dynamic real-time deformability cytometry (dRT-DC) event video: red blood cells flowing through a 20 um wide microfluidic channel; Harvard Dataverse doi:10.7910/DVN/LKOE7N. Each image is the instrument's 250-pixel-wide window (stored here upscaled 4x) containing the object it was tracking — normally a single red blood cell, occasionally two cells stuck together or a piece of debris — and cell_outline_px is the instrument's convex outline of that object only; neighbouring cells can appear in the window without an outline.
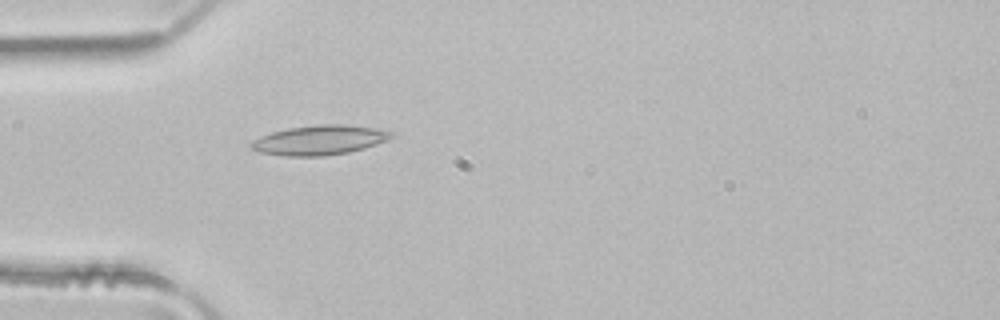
{"species": "common noctule bat (a hibernating species)", "species_latin": "Nyctalus noctula", "temperature_condition": "room temperature", "stored_images_in_passage": 1, "camera_frame_rate_fps": 3000, "um_per_image_px": 0.085, "animal": {"sex": "male", "body_mass_g": 21.5, "forearm_length_mm": 52.0}, "frame": {"image": 1, "passage_image": 1, "time_ms": 0.0, "image_size_px": [1000, 320], "cell_outline_px": [[396, 136], [388, 140], [364, 148], [348, 152], [324, 156], [284, 156], [260, 152], [252, 148], [248, 144], [252, 140], [260, 136], [272, 132], [288, 128], [316, 124], [344, 124], [376, 128], [396, 132]], "centroid_in_image_um": [27.19, 11.9], "position_along_channel_um": 57.8, "area_um2": 24.45}}